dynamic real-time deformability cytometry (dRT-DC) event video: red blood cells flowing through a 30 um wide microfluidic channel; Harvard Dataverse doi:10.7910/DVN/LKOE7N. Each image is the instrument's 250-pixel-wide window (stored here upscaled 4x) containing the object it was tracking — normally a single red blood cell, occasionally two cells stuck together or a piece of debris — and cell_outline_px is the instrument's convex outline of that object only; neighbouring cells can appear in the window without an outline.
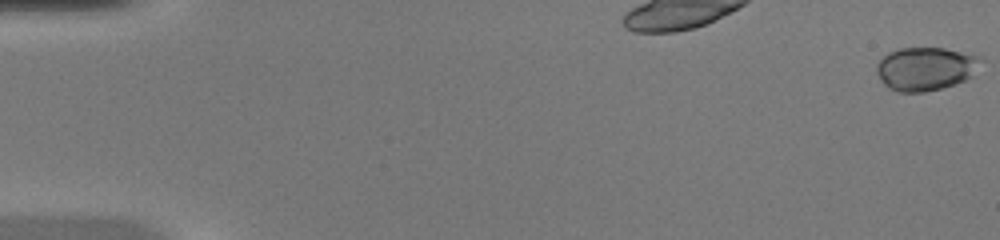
{"species": "common noctule bat (a hibernating species)", "species_latin": "Nyctalus noctula", "temperature_condition": "warm", "stored_images_in_passage": 38, "camera_frame_rate_fps": 3000, "um_per_image_px": 0.085, "animal": {"sex": "female", "body_mass_g": 20.0, "forearm_length_mm": 54.0}, "frame": {"image": 1, "passage_image": 1, "time_ms": 0.0, "image_size_px": [1000, 240], "cell_outline_px": [[984, 60], [972, 76], [964, 80], [940, 88], [924, 92], [896, 92], [888, 88], [880, 80], [876, 72], [876, 64], [888, 52], [900, 48], [944, 48], [984, 56]], "centroid_in_image_um": [78.69, 5.83], "position_along_channel_um": 6.3, "area_um2": 26.59}}